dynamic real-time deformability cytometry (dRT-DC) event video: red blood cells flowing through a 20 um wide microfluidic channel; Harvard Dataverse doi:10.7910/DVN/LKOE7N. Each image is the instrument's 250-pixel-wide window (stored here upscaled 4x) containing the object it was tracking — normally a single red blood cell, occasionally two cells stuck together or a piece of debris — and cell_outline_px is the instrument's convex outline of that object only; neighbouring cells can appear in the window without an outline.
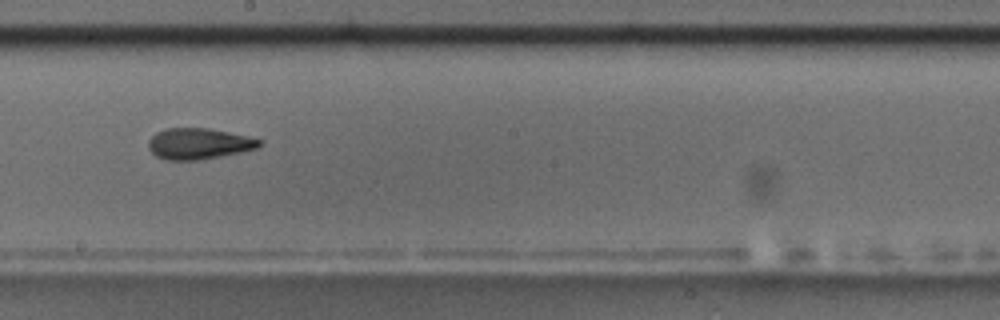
{"species": "common noctule bat (a hibernating species)", "species_latin": "Nyctalus noctula", "temperature_condition": "room temperature", "stored_images_in_passage": 16, "camera_frame_rate_fps": 3000, "um_per_image_px": 0.085, "animal": {"sex": "male", "body_mass_g": 17.5, "forearm_length_mm": 52.3}, "frame": {"image": 1, "passage_image": 10, "time_ms": 10.333, "image_size_px": [1000, 320], "cell_outline_px": [[264, 140], [256, 148], [240, 152], [196, 160], [168, 160], [156, 156], [148, 148], [148, 140], [156, 132], [164, 128], [208, 128], [248, 136]], "centroid_in_image_um": [16.86, 12.2], "position_along_channel_um": 231.3, "area_um2": 19.94}, "authors_computed_cell_mechanics": {"area_um2": 20.4901, "velocity_mm_per_s": 3.5733, "shape_relaxation_time_tau1_ms": 9.7794, "shape_relaxation_time_tau2_ms": null, "deformation_change_tau1": 0.2138, "deformation_change_tau2": null}}